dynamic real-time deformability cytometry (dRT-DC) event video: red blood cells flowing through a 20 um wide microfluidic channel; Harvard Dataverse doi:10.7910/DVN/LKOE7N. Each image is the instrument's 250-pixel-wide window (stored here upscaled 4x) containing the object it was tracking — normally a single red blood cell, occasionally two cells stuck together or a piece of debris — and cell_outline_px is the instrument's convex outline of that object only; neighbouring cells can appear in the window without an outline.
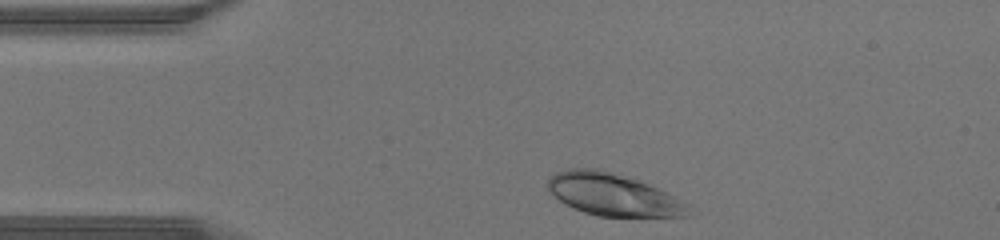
{"species": "human", "species_latin": "Homo sapiens", "temperature_condition": "warm", "stored_images_in_passage": 29, "camera_frame_rate_fps": 3000, "um_per_image_px": 0.085, "donor": {"sex": "male"}, "frame": {"image": 1, "passage_image": 2, "time_ms": 0.333, "image_size_px": [1000, 240], "cell_outline_px": [[700, 212], [692, 216], [600, 216], [584, 212], [560, 200], [548, 188], [548, 180], [556, 172], [568, 168], [596, 168], [636, 180], [648, 184], [692, 204]], "centroid_in_image_um": [52.26, 16.56], "position_along_channel_um": 32.7, "area_um2": 34.56}}
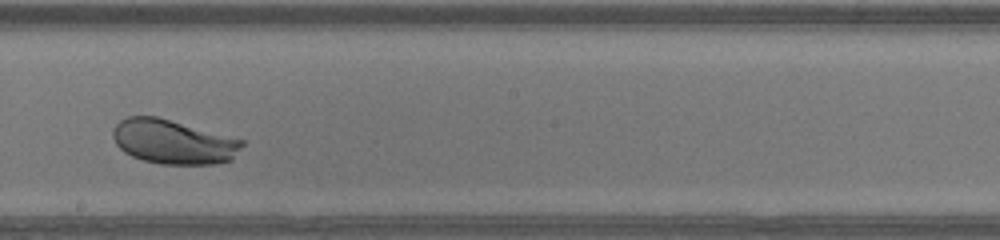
{"frame": {"image": 2, "passage_image": 18, "time_ms": 5.667, "image_size_px": [1000, 240], "cell_outline_px": [[244, 144], [232, 160], [212, 164], [160, 164], [144, 160], [132, 156], [124, 152], [116, 144], [112, 136], [112, 128], [120, 120], [128, 116], [156, 116], [244, 140]], "centroid_in_image_um": [14.7, 12.05], "position_along_channel_um": 233.5, "area_um2": 33.29}}
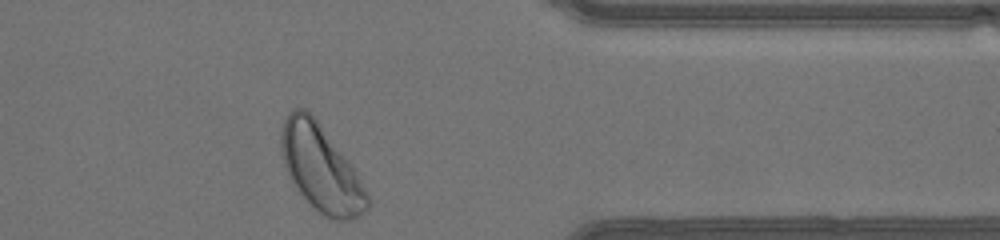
{"frame": {"image": 3, "passage_image": 29, "time_ms": 9.333, "image_size_px": [1000, 240], "cell_outline_px": [[368, 208], [360, 216], [348, 220], [336, 220], [324, 216], [292, 184], [284, 164], [280, 148], [280, 132], [284, 116], [292, 108], [304, 108], [316, 120], [352, 168], [364, 188], [368, 196]], "centroid_in_image_um": [27.21, 14.29], "position_along_channel_um": 384.2, "area_um2": 42.19}}